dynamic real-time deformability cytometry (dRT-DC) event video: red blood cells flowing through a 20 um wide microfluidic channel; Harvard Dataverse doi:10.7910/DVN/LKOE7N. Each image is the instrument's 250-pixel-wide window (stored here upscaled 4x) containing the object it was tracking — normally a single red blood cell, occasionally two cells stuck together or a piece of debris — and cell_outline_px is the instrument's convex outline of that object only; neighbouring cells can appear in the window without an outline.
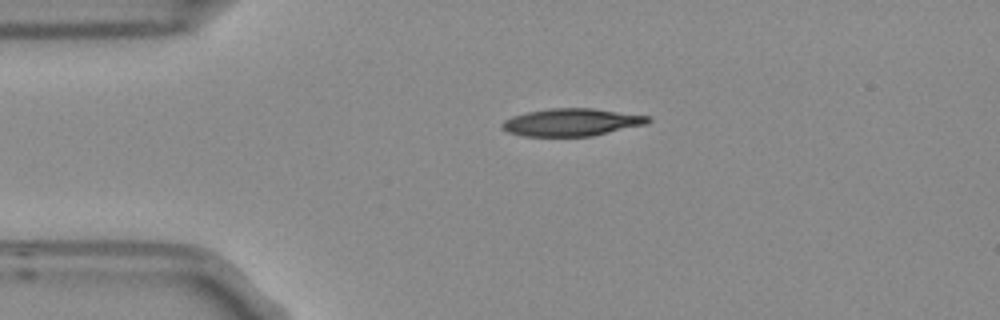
{"species": "Egyptian fruit bat (a non-hibernating species)", "species_latin": "Rousettus aegyptiacus", "temperature_condition": "room temperature", "stored_images_in_passage": 2, "camera_frame_rate_fps": 3000, "um_per_image_px": 0.085, "frame": {"image": 1, "passage_image": 1, "time_ms": 0.0, "image_size_px": [1000, 320], "cell_outline_px": [[652, 120], [648, 124], [592, 136], [524, 136], [508, 132], [500, 124], [504, 120], [512, 116], [528, 112], [548, 108], [592, 108], [652, 116]], "centroid_in_image_um": [48.64, 10.39], "position_along_channel_um": 36.4, "area_um2": 23.52}}